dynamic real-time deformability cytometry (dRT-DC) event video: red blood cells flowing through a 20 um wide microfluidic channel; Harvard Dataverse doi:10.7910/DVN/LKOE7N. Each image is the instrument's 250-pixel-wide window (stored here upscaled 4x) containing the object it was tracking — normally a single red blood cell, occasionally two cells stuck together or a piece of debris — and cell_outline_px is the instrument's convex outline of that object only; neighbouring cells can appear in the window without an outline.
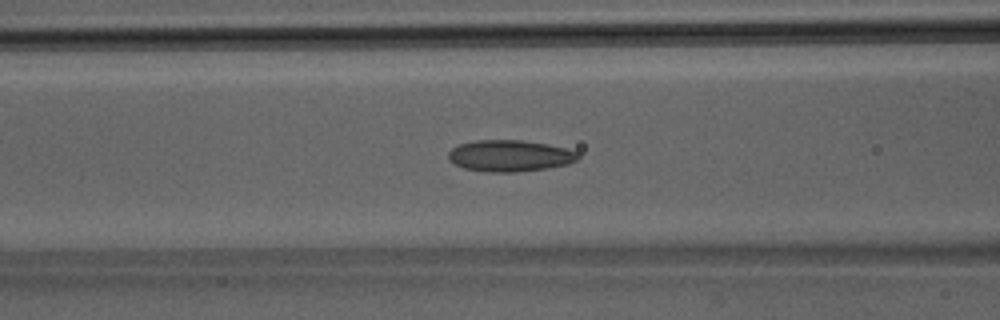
{"species": "Egyptian fruit bat (a non-hibernating species)", "species_latin": "Rousettus aegyptiacus", "temperature_condition": "room temperature", "stored_images_in_passage": 41, "camera_frame_rate_fps": 3000, "um_per_image_px": 0.085, "animal": {"sex": "male"}, "frame": {"image": 1, "passage_image": 17, "time_ms": 5.333, "image_size_px": [1000, 320], "cell_outline_px": [[580, 156], [576, 160], [568, 164], [548, 168], [516, 172], [484, 172], [464, 168], [448, 160], [448, 152], [452, 148], [460, 144], [476, 140], [520, 140], [548, 144], [580, 152]], "centroid_in_image_um": [43.34, 13.24], "position_along_channel_um": 123.3, "area_um2": 23.87}}
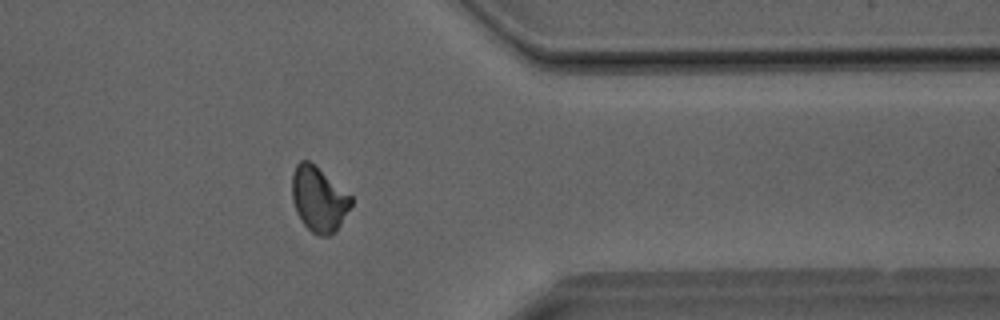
{"frame": {"image": 2, "passage_image": 33, "time_ms": 10.667, "image_size_px": [1000, 320], "cell_outline_px": [[352, 204], [340, 224], [328, 236], [320, 236], [312, 232], [304, 224], [296, 212], [292, 200], [292, 172], [296, 164], [300, 160], [308, 160], [352, 196]], "centroid_in_image_um": [27.06, 16.91], "position_along_channel_um": 384.3, "area_um2": 22.02}}
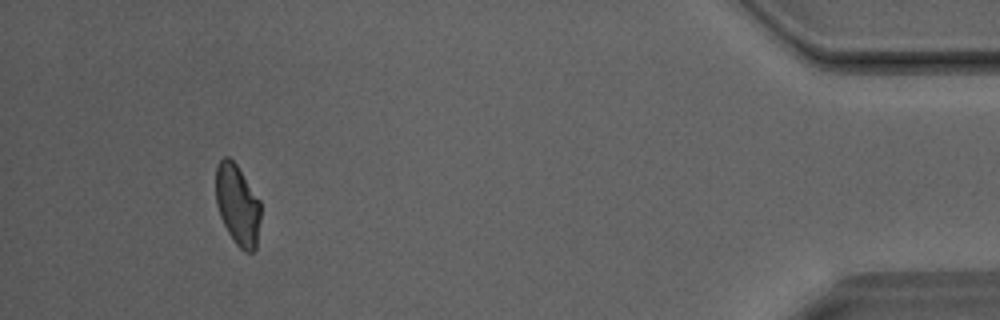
{"frame": {"image": 3, "passage_image": 38, "time_ms": 12.333, "image_size_px": [1000, 320], "cell_outline_px": [[260, 220], [256, 248], [252, 252], [244, 252], [236, 244], [228, 232], [220, 216], [216, 204], [216, 164], [224, 156], [228, 156], [236, 164], [260, 200]], "centroid_in_image_um": [20.19, 17.41], "position_along_channel_um": 415.0, "area_um2": 21.1}}